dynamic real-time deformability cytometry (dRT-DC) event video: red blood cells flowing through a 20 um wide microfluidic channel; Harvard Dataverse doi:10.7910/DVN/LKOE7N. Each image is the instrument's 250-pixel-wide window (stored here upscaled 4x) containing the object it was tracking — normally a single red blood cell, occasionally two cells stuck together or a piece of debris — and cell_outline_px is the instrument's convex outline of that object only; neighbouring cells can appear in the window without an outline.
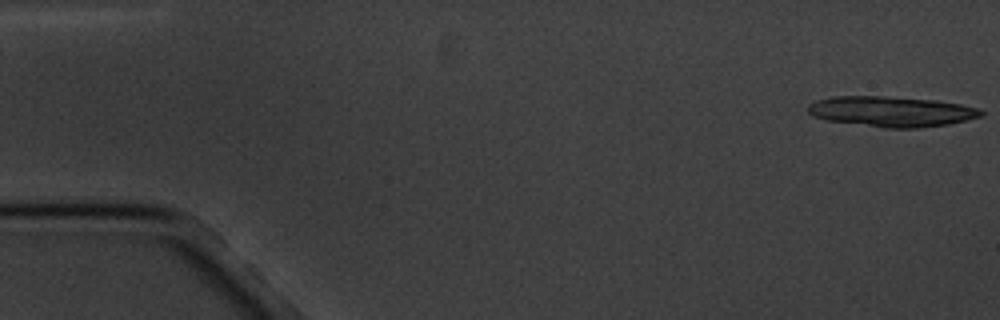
{"species": "common noctule bat (a hibernating species)", "species_latin": "Nyctalus noctula", "temperature_condition": "cold", "stored_images_in_passage": 5, "camera_frame_rate_fps": 3000, "um_per_image_px": 0.085, "animal": {"sex": "male", "body_mass_g": 20.1, "forearm_length_mm": 53.5}, "frame": {"image": 1, "passage_image": 1, "time_ms": 0.0, "image_size_px": [1000, 320], "cell_outline_px": [[984, 116], [968, 120], [948, 124], [920, 128], [884, 128], [824, 120], [812, 116], [808, 112], [808, 104], [816, 100], [832, 96], [884, 96], [936, 100], [960, 104], [976, 108], [984, 112]], "centroid_in_image_um": [75.75, 9.48], "position_along_channel_um": 9.3, "area_um2": 30.92}}